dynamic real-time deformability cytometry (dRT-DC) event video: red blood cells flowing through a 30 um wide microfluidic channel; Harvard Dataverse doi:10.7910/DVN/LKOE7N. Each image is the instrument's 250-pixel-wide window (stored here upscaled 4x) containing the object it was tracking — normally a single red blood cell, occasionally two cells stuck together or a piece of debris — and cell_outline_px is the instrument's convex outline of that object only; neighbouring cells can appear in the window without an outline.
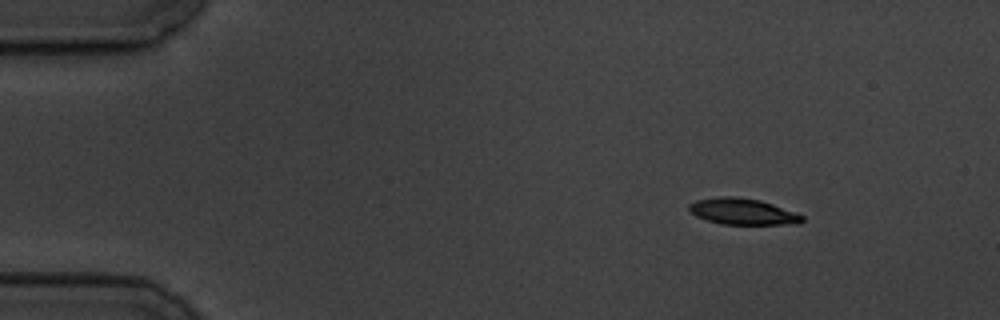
{"species": "common noctule bat (a hibernating species)", "species_latin": "Nyctalus noctula", "temperature_condition": "cold", "stored_images_in_passage": 6, "camera_frame_rate_fps": 3000, "um_per_image_px": 0.085, "animal": {"sex": "male", "body_mass_g": 19.5, "forearm_length_mm": 54.6}, "frame": {"image": 1, "passage_image": 1, "time_ms": 0.0, "image_size_px": [1000, 320], "cell_outline_px": [[804, 220], [800, 224], [720, 224], [696, 216], [688, 208], [688, 204], [696, 200], [720, 196], [732, 196], [760, 200], [796, 212], [804, 216]], "centroid_in_image_um": [63.15, 17.98], "position_along_channel_um": 21.9, "area_um2": 17.28}}
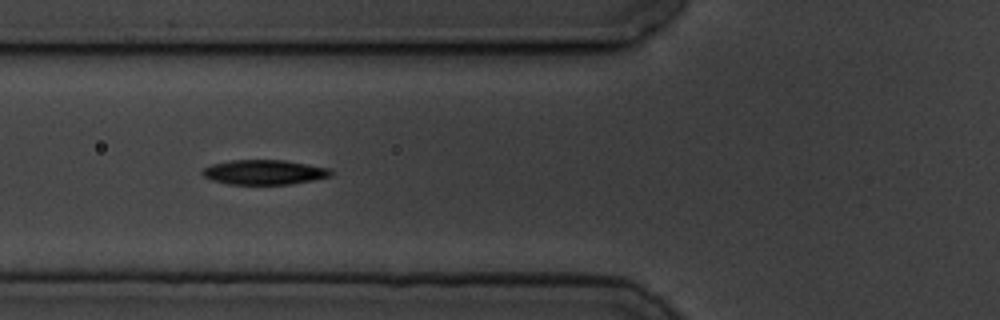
{"frame": {"image": 2, "passage_image": 5, "time_ms": 4.667, "image_size_px": [1000, 320], "cell_outline_px": [[332, 176], [312, 180], [288, 184], [228, 184], [212, 180], [204, 176], [200, 172], [204, 168], [212, 164], [232, 160], [284, 160], [328, 168], [332, 172]], "centroid_in_image_um": [22.43, 14.63], "position_along_channel_um": 103.4, "area_um2": 18.32}}
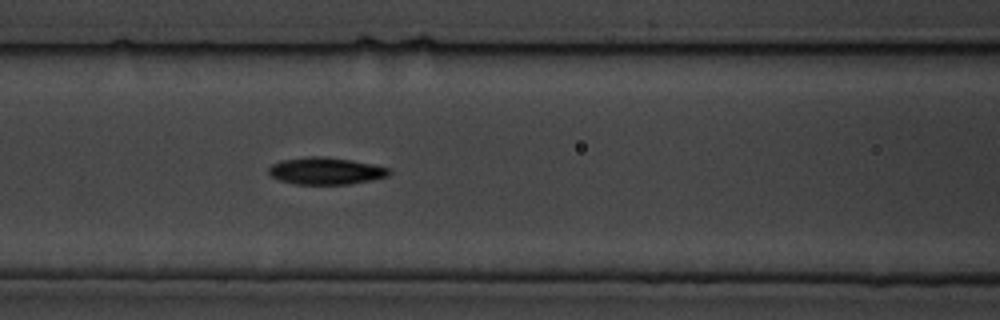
{"frame": {"image": 3, "passage_image": 6, "time_ms": 5.667, "image_size_px": [1000, 320], "cell_outline_px": [[392, 172], [388, 176], [348, 184], [296, 184], [280, 180], [272, 176], [268, 172], [268, 168], [272, 164], [280, 160], [308, 156], [324, 156], [352, 160], [392, 168]], "centroid_in_image_um": [27.69, 14.51], "position_along_channel_um": 138.9, "area_um2": 19.02}}